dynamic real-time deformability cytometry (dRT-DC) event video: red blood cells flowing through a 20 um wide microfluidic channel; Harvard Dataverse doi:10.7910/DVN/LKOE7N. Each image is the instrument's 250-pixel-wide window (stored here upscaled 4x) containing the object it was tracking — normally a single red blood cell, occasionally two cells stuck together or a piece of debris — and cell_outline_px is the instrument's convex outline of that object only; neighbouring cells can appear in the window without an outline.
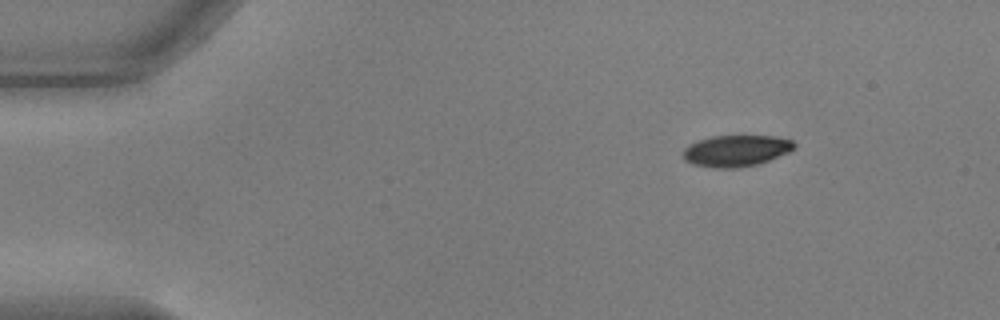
{"species": "common noctule bat (a hibernating species)", "species_latin": "Nyctalus noctula", "temperature_condition": "warm", "stored_images_in_passage": 48, "camera_frame_rate_fps": 3000, "um_per_image_px": 0.085, "animal": {"sex": "male", "body_mass_g": 17.9, "forearm_length_mm": 54.2}, "frame": {"image": 1, "passage_image": 1, "time_ms": 0.0, "image_size_px": [1000, 320], "cell_outline_px": [[796, 148], [788, 152], [768, 160], [756, 164], [736, 168], [716, 168], [692, 164], [684, 160], [684, 148], [688, 144], [696, 140], [712, 136], [776, 136], [792, 140], [796, 144]], "centroid_in_image_um": [62.55, 12.8], "position_along_channel_um": 22.4, "area_um2": 20.35}}
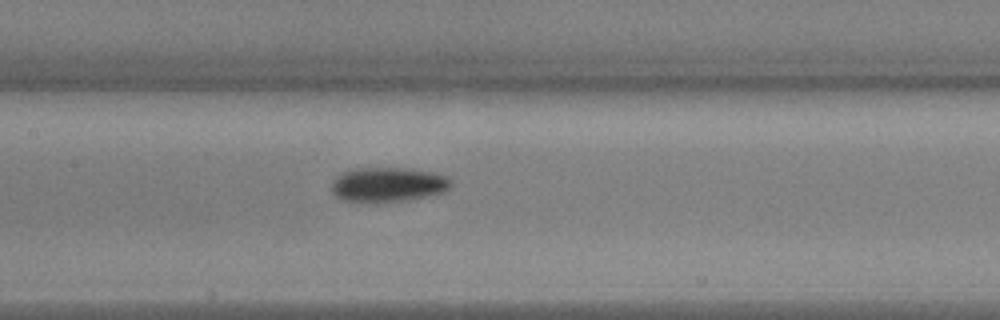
{"frame": {"image": 2, "passage_image": 20, "time_ms": 6.333, "image_size_px": [1000, 320], "cell_outline_px": [[452, 188], [444, 192], [428, 196], [408, 200], [364, 204], [344, 200], [336, 196], [332, 192], [332, 180], [336, 176], [348, 168], [412, 168], [436, 172], [448, 176], [452, 180]], "centroid_in_image_um": [33.0, 15.69], "position_along_channel_um": 174.4, "area_um2": 25.03}}
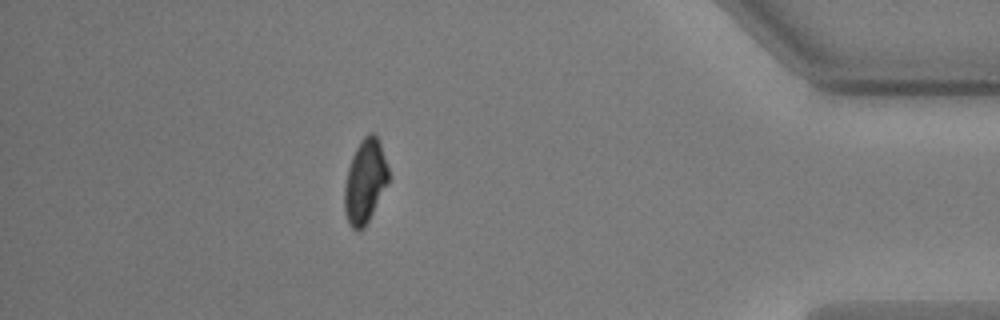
{"frame": {"image": 3, "passage_image": 42, "time_ms": 13.667, "image_size_px": [1000, 320], "cell_outline_px": [[388, 184], [364, 228], [360, 232], [352, 228], [348, 224], [344, 212], [344, 184], [348, 168], [352, 156], [360, 140], [368, 132], [372, 132], [376, 136], [380, 144], [388, 168]], "centroid_in_image_um": [31.0, 15.44], "position_along_channel_um": 404.2, "area_um2": 21.56}, "authors_computed_cell_mechanics": {"area_um2": 22.253, "velocity_mm_per_s": 3.7078, "shape_relaxation_time_tau1_ms": 2.6285, "shape_relaxation_time_tau2_ms": null, "deformation_change_tau1": 0.1322, "deformation_change_tau2": null}}